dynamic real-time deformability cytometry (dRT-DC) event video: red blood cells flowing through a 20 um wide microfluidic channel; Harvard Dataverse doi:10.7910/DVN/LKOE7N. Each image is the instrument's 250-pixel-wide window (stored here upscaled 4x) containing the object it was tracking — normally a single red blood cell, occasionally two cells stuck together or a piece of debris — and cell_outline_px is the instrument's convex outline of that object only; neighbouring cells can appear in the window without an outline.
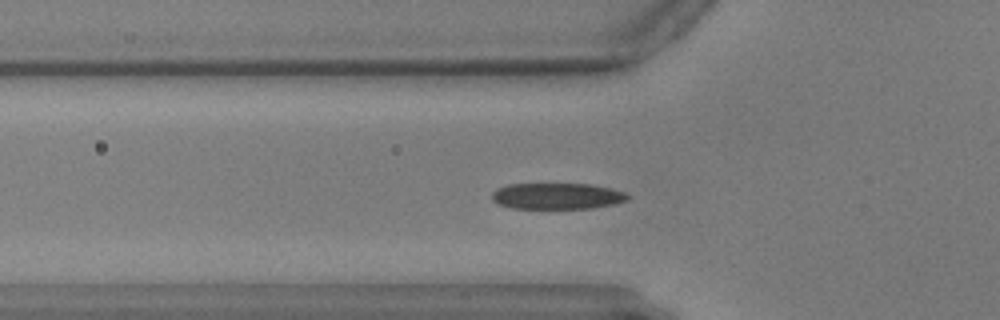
{"species": "common noctule bat (a hibernating species)", "species_latin": "Nyctalus noctula", "temperature_condition": "warm", "stored_images_in_passage": 57, "camera_frame_rate_fps": 3000, "um_per_image_px": 0.085, "animal": {"sex": "male", "body_mass_g": 17.9, "forearm_length_mm": 54.2}, "frame": {"image": 1, "passage_image": 18, "time_ms": 5.667, "image_size_px": [1000, 320], "cell_outline_px": [[628, 200], [616, 204], [592, 208], [512, 208], [496, 204], [492, 200], [492, 192], [508, 184], [592, 184], [612, 188], [624, 192], [628, 196]], "centroid_in_image_um": [47.36, 16.67], "position_along_channel_um": 78.4, "area_um2": 20.75}}
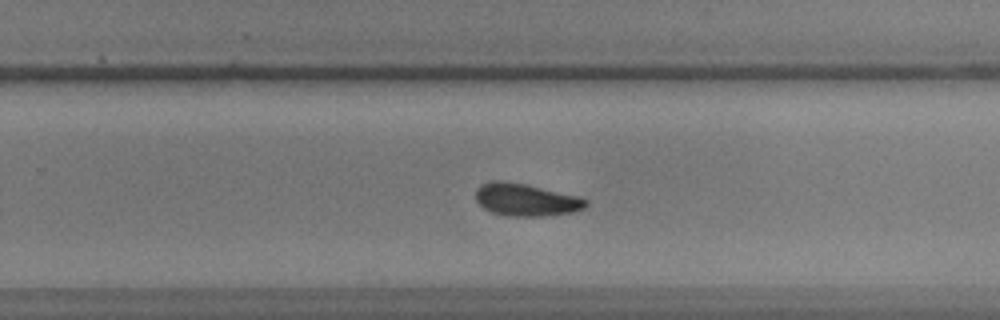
{"frame": {"image": 2, "passage_image": 36, "time_ms": 11.667, "image_size_px": [1000, 320], "cell_outline_px": [[588, 204], [584, 208], [572, 212], [552, 216], [508, 216], [492, 212], [484, 208], [476, 200], [476, 188], [480, 184], [492, 180], [500, 180], [524, 184], [580, 196], [588, 200]], "centroid_in_image_um": [44.72, 16.98], "position_along_channel_um": 285.1, "area_um2": 20.98}}
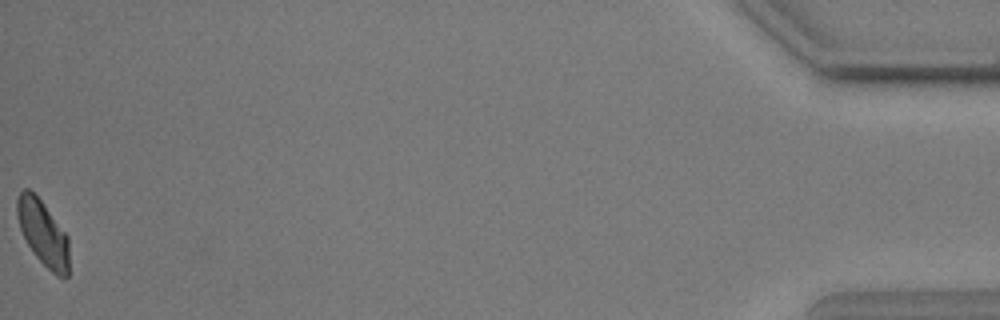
{"frame": {"image": 3, "passage_image": 57, "time_ms": 18.667, "image_size_px": [1000, 320], "cell_outline_px": [[68, 276], [56, 276], [36, 256], [28, 244], [20, 228], [16, 216], [16, 200], [20, 192], [24, 188], [28, 188], [40, 200], [68, 236]], "centroid_in_image_um": [3.63, 19.79], "position_along_channel_um": 431.6, "area_um2": 19.36}}